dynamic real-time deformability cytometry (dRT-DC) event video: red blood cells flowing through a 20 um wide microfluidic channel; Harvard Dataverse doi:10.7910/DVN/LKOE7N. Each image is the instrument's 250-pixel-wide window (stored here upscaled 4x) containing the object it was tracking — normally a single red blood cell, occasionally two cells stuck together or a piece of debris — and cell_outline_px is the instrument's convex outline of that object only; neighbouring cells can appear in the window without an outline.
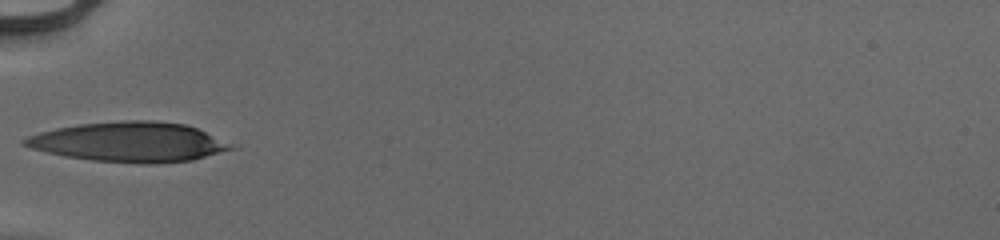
{"species": "human", "species_latin": "Homo sapiens", "temperature_condition": "cold", "stored_images_in_passage": 22, "camera_frame_rate_fps": 3000, "um_per_image_px": 0.085, "donor": {"sex": "male"}, "frame": {"image": 1, "passage_image": 1, "time_ms": 0.0, "image_size_px": [1000, 240], "cell_outline_px": [[240, 148], [192, 160], [156, 164], [140, 164], [92, 160], [64, 156], [32, 148], [20, 144], [20, 140], [28, 136], [40, 132], [56, 128], [80, 124], [128, 120], [152, 120], [184, 124], [196, 128], [232, 144]], "centroid_in_image_um": [11.0, 12.08], "position_along_channel_um": 74.0, "area_um2": 47.92}}
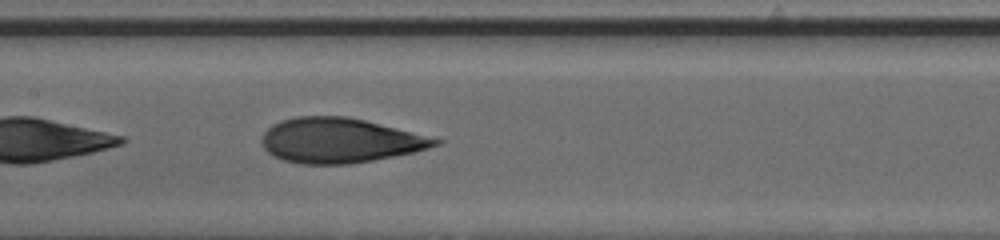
{"frame": {"image": 2, "passage_image": 9, "time_ms": 2.667, "image_size_px": [1000, 240], "cell_outline_px": [[444, 140], [440, 144], [428, 148], [412, 152], [372, 160], [348, 164], [300, 164], [284, 160], [272, 156], [264, 148], [260, 140], [264, 132], [272, 124], [280, 120], [296, 116], [344, 116], [364, 120]], "centroid_in_image_um": [28.82, 11.93], "position_along_channel_um": 178.6, "area_um2": 45.08}}
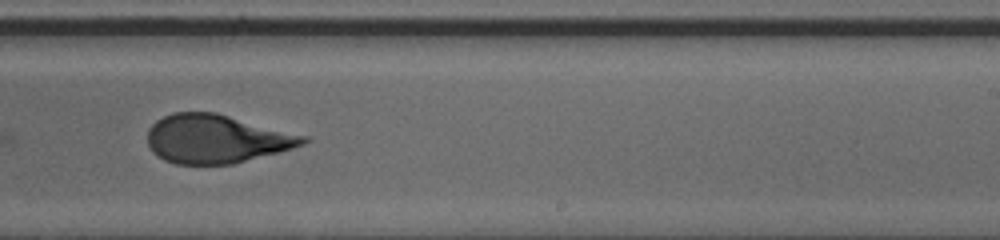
{"frame": {"image": 3, "passage_image": 16, "time_ms": 5.0, "image_size_px": [1000, 240], "cell_outline_px": [[312, 140], [304, 144], [292, 148], [232, 164], [176, 164], [164, 160], [156, 156], [152, 152], [148, 144], [148, 128], [156, 120], [172, 112], [216, 112], [308, 136]], "centroid_in_image_um": [18.38, 11.8], "position_along_channel_um": 270.6, "area_um2": 44.16}}